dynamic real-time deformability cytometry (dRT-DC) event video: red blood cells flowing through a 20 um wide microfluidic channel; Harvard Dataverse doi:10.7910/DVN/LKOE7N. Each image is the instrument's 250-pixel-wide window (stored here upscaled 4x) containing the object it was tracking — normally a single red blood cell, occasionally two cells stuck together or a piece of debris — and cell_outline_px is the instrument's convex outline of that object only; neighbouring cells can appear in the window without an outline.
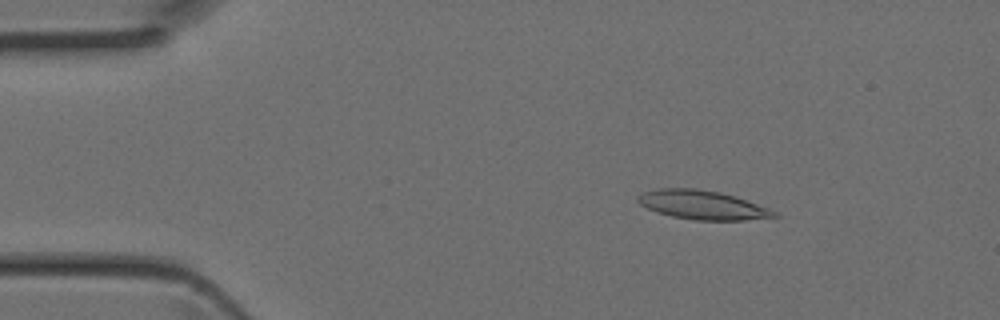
{"species": "Egyptian fruit bat (a non-hibernating species)", "species_latin": "Rousettus aegyptiacus", "temperature_condition": "room temperature", "stored_images_in_passage": 43, "camera_frame_rate_fps": 3000, "um_per_image_px": 0.085, "animal": {"sex": "female"}, "frame": {"image": 1, "passage_image": 6, "time_ms": 1.667, "image_size_px": [1000, 320], "cell_outline_px": [[780, 216], [744, 220], [696, 220], [672, 216], [656, 212], [640, 204], [636, 200], [636, 196], [644, 192], [660, 188], [696, 188], [720, 192], [736, 196], [768, 208], [776, 212]], "centroid_in_image_um": [59.69, 17.41], "position_along_channel_um": 25.3, "area_um2": 22.95}}
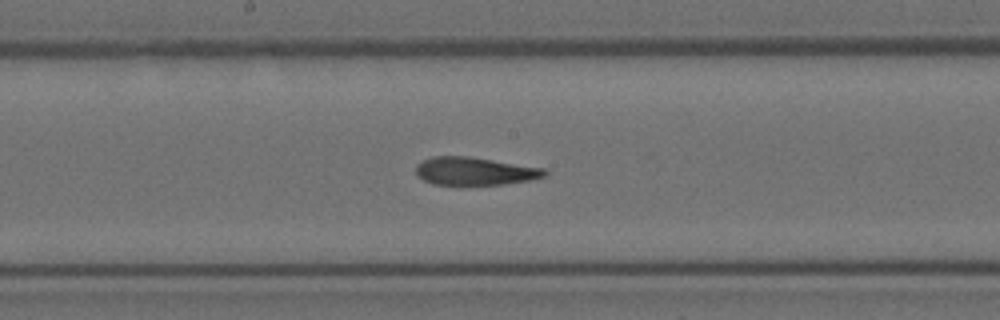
{"frame": {"image": 2, "passage_image": 22, "time_ms": 7.0, "image_size_px": [1000, 320], "cell_outline_px": [[548, 176], [528, 180], [504, 184], [432, 184], [416, 176], [416, 164], [432, 156], [468, 156], [544, 168], [548, 172]], "centroid_in_image_um": [40.35, 14.54], "position_along_channel_um": 207.9, "area_um2": 20.87}}
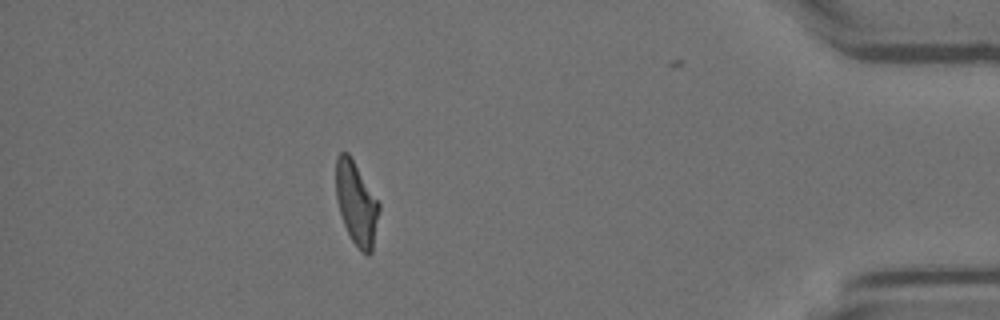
{"frame": {"image": 3, "passage_image": 38, "time_ms": 12.333, "image_size_px": [1000, 320], "cell_outline_px": [[380, 208], [372, 252], [368, 256], [360, 252], [352, 240], [344, 224], [336, 200], [336, 156], [340, 152], [348, 152], [380, 204]], "centroid_in_image_um": [30.29, 17.31], "position_along_channel_um": 404.9, "area_um2": 20.81}}